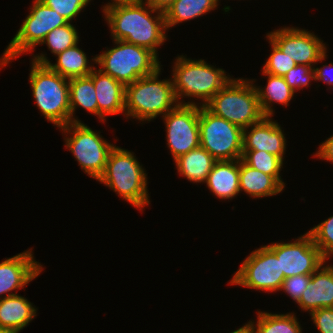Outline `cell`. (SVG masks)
I'll list each match as a JSON object with an SVG mask.
<instances>
[{"mask_svg": "<svg viewBox=\"0 0 333 333\" xmlns=\"http://www.w3.org/2000/svg\"><path fill=\"white\" fill-rule=\"evenodd\" d=\"M57 62L51 63L45 54L34 55L31 60L34 63L47 65L52 71L57 72L62 77L71 79L75 77L88 76L96 66H89L86 53L78 45L68 48L57 54Z\"/></svg>", "mask_w": 333, "mask_h": 333, "instance_id": "ffe728a7", "label": "cell"}, {"mask_svg": "<svg viewBox=\"0 0 333 333\" xmlns=\"http://www.w3.org/2000/svg\"><path fill=\"white\" fill-rule=\"evenodd\" d=\"M257 315L256 322L251 320L248 322L254 333H302L300 323L294 312L272 314L259 311Z\"/></svg>", "mask_w": 333, "mask_h": 333, "instance_id": "4316f807", "label": "cell"}, {"mask_svg": "<svg viewBox=\"0 0 333 333\" xmlns=\"http://www.w3.org/2000/svg\"><path fill=\"white\" fill-rule=\"evenodd\" d=\"M283 53L295 63L313 66L325 60L327 47L313 32L298 27H283L266 35Z\"/></svg>", "mask_w": 333, "mask_h": 333, "instance_id": "5bb4252c", "label": "cell"}, {"mask_svg": "<svg viewBox=\"0 0 333 333\" xmlns=\"http://www.w3.org/2000/svg\"><path fill=\"white\" fill-rule=\"evenodd\" d=\"M88 76L94 83L101 122H105L108 115H125V85L96 68Z\"/></svg>", "mask_w": 333, "mask_h": 333, "instance_id": "e0dca14e", "label": "cell"}, {"mask_svg": "<svg viewBox=\"0 0 333 333\" xmlns=\"http://www.w3.org/2000/svg\"><path fill=\"white\" fill-rule=\"evenodd\" d=\"M78 35L74 25L71 24V22H68L63 26L50 31L40 45L47 44L49 51L56 56L62 51L78 44Z\"/></svg>", "mask_w": 333, "mask_h": 333, "instance_id": "f1b7e54d", "label": "cell"}, {"mask_svg": "<svg viewBox=\"0 0 333 333\" xmlns=\"http://www.w3.org/2000/svg\"><path fill=\"white\" fill-rule=\"evenodd\" d=\"M68 22L65 17L46 6L40 0H33L29 15H27L0 58V67L3 68L11 60L19 57L20 54L32 53L35 49L34 47L40 45L50 31Z\"/></svg>", "mask_w": 333, "mask_h": 333, "instance_id": "ba28073f", "label": "cell"}, {"mask_svg": "<svg viewBox=\"0 0 333 333\" xmlns=\"http://www.w3.org/2000/svg\"><path fill=\"white\" fill-rule=\"evenodd\" d=\"M269 43L271 44L272 53L265 62L262 72L283 77L297 64L286 55V53H283L272 41L269 40Z\"/></svg>", "mask_w": 333, "mask_h": 333, "instance_id": "4dcf8cb0", "label": "cell"}, {"mask_svg": "<svg viewBox=\"0 0 333 333\" xmlns=\"http://www.w3.org/2000/svg\"><path fill=\"white\" fill-rule=\"evenodd\" d=\"M253 82L251 79L231 78L204 106L242 129L259 123L265 116Z\"/></svg>", "mask_w": 333, "mask_h": 333, "instance_id": "5b68a950", "label": "cell"}, {"mask_svg": "<svg viewBox=\"0 0 333 333\" xmlns=\"http://www.w3.org/2000/svg\"><path fill=\"white\" fill-rule=\"evenodd\" d=\"M283 132L271 117H264L259 123L243 129V150L266 151L284 161L287 141Z\"/></svg>", "mask_w": 333, "mask_h": 333, "instance_id": "2e32d148", "label": "cell"}, {"mask_svg": "<svg viewBox=\"0 0 333 333\" xmlns=\"http://www.w3.org/2000/svg\"><path fill=\"white\" fill-rule=\"evenodd\" d=\"M231 333H254V331L251 328L250 324L247 323L244 326L238 328L237 330L232 331Z\"/></svg>", "mask_w": 333, "mask_h": 333, "instance_id": "ab89813d", "label": "cell"}, {"mask_svg": "<svg viewBox=\"0 0 333 333\" xmlns=\"http://www.w3.org/2000/svg\"><path fill=\"white\" fill-rule=\"evenodd\" d=\"M263 75L268 77L267 85L264 87L256 86L258 93L259 105L265 117H272L274 110L271 107L272 103H279L288 106L295 92L285 82L284 77L274 76L263 72ZM264 89V90H263Z\"/></svg>", "mask_w": 333, "mask_h": 333, "instance_id": "cb8c5ba5", "label": "cell"}, {"mask_svg": "<svg viewBox=\"0 0 333 333\" xmlns=\"http://www.w3.org/2000/svg\"><path fill=\"white\" fill-rule=\"evenodd\" d=\"M162 118L167 145L174 161L200 146L198 104H178Z\"/></svg>", "mask_w": 333, "mask_h": 333, "instance_id": "7c38bea8", "label": "cell"}, {"mask_svg": "<svg viewBox=\"0 0 333 333\" xmlns=\"http://www.w3.org/2000/svg\"><path fill=\"white\" fill-rule=\"evenodd\" d=\"M32 253L31 248L0 262V299L17 294L11 291L23 289L41 273L43 267Z\"/></svg>", "mask_w": 333, "mask_h": 333, "instance_id": "9a60e30c", "label": "cell"}, {"mask_svg": "<svg viewBox=\"0 0 333 333\" xmlns=\"http://www.w3.org/2000/svg\"><path fill=\"white\" fill-rule=\"evenodd\" d=\"M65 136V147L69 149L84 173L98 180L104 173L108 155L115 146L82 122H70L59 128Z\"/></svg>", "mask_w": 333, "mask_h": 333, "instance_id": "9c48e42d", "label": "cell"}, {"mask_svg": "<svg viewBox=\"0 0 333 333\" xmlns=\"http://www.w3.org/2000/svg\"><path fill=\"white\" fill-rule=\"evenodd\" d=\"M113 1V2H112ZM143 0H111V2L107 3L105 6H103V13L106 10H109L113 7H117V6H125V5H132V4H136L139 3Z\"/></svg>", "mask_w": 333, "mask_h": 333, "instance_id": "f35d334b", "label": "cell"}, {"mask_svg": "<svg viewBox=\"0 0 333 333\" xmlns=\"http://www.w3.org/2000/svg\"><path fill=\"white\" fill-rule=\"evenodd\" d=\"M46 6L55 10L69 22L74 20L81 11L86 8L91 0H40Z\"/></svg>", "mask_w": 333, "mask_h": 333, "instance_id": "1f68e13d", "label": "cell"}, {"mask_svg": "<svg viewBox=\"0 0 333 333\" xmlns=\"http://www.w3.org/2000/svg\"><path fill=\"white\" fill-rule=\"evenodd\" d=\"M152 16V14H154ZM113 40L145 47L156 55L158 47L166 41L164 13L153 9L144 0L125 6L113 7L104 12Z\"/></svg>", "mask_w": 333, "mask_h": 333, "instance_id": "6da1fadb", "label": "cell"}, {"mask_svg": "<svg viewBox=\"0 0 333 333\" xmlns=\"http://www.w3.org/2000/svg\"><path fill=\"white\" fill-rule=\"evenodd\" d=\"M69 104L71 122H81L74 116L77 107H81L98 117L96 92L93 80L89 76L69 79Z\"/></svg>", "mask_w": 333, "mask_h": 333, "instance_id": "d4e9b609", "label": "cell"}, {"mask_svg": "<svg viewBox=\"0 0 333 333\" xmlns=\"http://www.w3.org/2000/svg\"><path fill=\"white\" fill-rule=\"evenodd\" d=\"M319 333H333V308H321L310 313Z\"/></svg>", "mask_w": 333, "mask_h": 333, "instance_id": "e575fe53", "label": "cell"}, {"mask_svg": "<svg viewBox=\"0 0 333 333\" xmlns=\"http://www.w3.org/2000/svg\"><path fill=\"white\" fill-rule=\"evenodd\" d=\"M310 280L311 274L294 275L285 278L279 291H284L294 300V302L298 303L302 294L308 287Z\"/></svg>", "mask_w": 333, "mask_h": 333, "instance_id": "836d02e7", "label": "cell"}, {"mask_svg": "<svg viewBox=\"0 0 333 333\" xmlns=\"http://www.w3.org/2000/svg\"><path fill=\"white\" fill-rule=\"evenodd\" d=\"M200 146L217 161L242 159L243 129L199 106Z\"/></svg>", "mask_w": 333, "mask_h": 333, "instance_id": "30bf717a", "label": "cell"}, {"mask_svg": "<svg viewBox=\"0 0 333 333\" xmlns=\"http://www.w3.org/2000/svg\"><path fill=\"white\" fill-rule=\"evenodd\" d=\"M280 259L285 278L314 273L326 259L306 232L293 242H276L266 245Z\"/></svg>", "mask_w": 333, "mask_h": 333, "instance_id": "4fadbf2b", "label": "cell"}, {"mask_svg": "<svg viewBox=\"0 0 333 333\" xmlns=\"http://www.w3.org/2000/svg\"><path fill=\"white\" fill-rule=\"evenodd\" d=\"M284 280L280 259L265 245L246 257L229 283L265 292H275L280 290Z\"/></svg>", "mask_w": 333, "mask_h": 333, "instance_id": "8fae6325", "label": "cell"}, {"mask_svg": "<svg viewBox=\"0 0 333 333\" xmlns=\"http://www.w3.org/2000/svg\"><path fill=\"white\" fill-rule=\"evenodd\" d=\"M37 308L18 294L0 299V332L19 333L37 316Z\"/></svg>", "mask_w": 333, "mask_h": 333, "instance_id": "d6986e66", "label": "cell"}, {"mask_svg": "<svg viewBox=\"0 0 333 333\" xmlns=\"http://www.w3.org/2000/svg\"><path fill=\"white\" fill-rule=\"evenodd\" d=\"M240 193L244 191L251 198L274 196L284 188L271 176L254 169L239 159Z\"/></svg>", "mask_w": 333, "mask_h": 333, "instance_id": "7402d4cb", "label": "cell"}, {"mask_svg": "<svg viewBox=\"0 0 333 333\" xmlns=\"http://www.w3.org/2000/svg\"><path fill=\"white\" fill-rule=\"evenodd\" d=\"M314 157L333 163V135L319 145V149L314 154Z\"/></svg>", "mask_w": 333, "mask_h": 333, "instance_id": "d590c367", "label": "cell"}, {"mask_svg": "<svg viewBox=\"0 0 333 333\" xmlns=\"http://www.w3.org/2000/svg\"><path fill=\"white\" fill-rule=\"evenodd\" d=\"M308 233L322 256L328 260L333 255V216L313 227Z\"/></svg>", "mask_w": 333, "mask_h": 333, "instance_id": "f546056e", "label": "cell"}, {"mask_svg": "<svg viewBox=\"0 0 333 333\" xmlns=\"http://www.w3.org/2000/svg\"><path fill=\"white\" fill-rule=\"evenodd\" d=\"M205 183L222 200L236 197L240 193L239 160L217 161Z\"/></svg>", "mask_w": 333, "mask_h": 333, "instance_id": "44dd1931", "label": "cell"}, {"mask_svg": "<svg viewBox=\"0 0 333 333\" xmlns=\"http://www.w3.org/2000/svg\"><path fill=\"white\" fill-rule=\"evenodd\" d=\"M174 62L172 82L175 96L179 104H196L193 101L182 102L183 97L200 99L204 106L231 79L225 70L209 65L203 59H187L178 56Z\"/></svg>", "mask_w": 333, "mask_h": 333, "instance_id": "277c9868", "label": "cell"}, {"mask_svg": "<svg viewBox=\"0 0 333 333\" xmlns=\"http://www.w3.org/2000/svg\"><path fill=\"white\" fill-rule=\"evenodd\" d=\"M113 41L116 44L114 48L92 58L104 74L128 85L141 77L152 75L161 68L158 56L151 50L124 40Z\"/></svg>", "mask_w": 333, "mask_h": 333, "instance_id": "8992f818", "label": "cell"}, {"mask_svg": "<svg viewBox=\"0 0 333 333\" xmlns=\"http://www.w3.org/2000/svg\"><path fill=\"white\" fill-rule=\"evenodd\" d=\"M242 160L250 167L264 174L271 175L285 188V183L280 176V171L283 168V160L278 156L261 150H243Z\"/></svg>", "mask_w": 333, "mask_h": 333, "instance_id": "83f0119b", "label": "cell"}, {"mask_svg": "<svg viewBox=\"0 0 333 333\" xmlns=\"http://www.w3.org/2000/svg\"><path fill=\"white\" fill-rule=\"evenodd\" d=\"M333 63L331 62L329 65L325 64L320 68H315V81H323L327 83V85H330L331 88L333 87V75L330 74L332 72ZM329 74V75H328Z\"/></svg>", "mask_w": 333, "mask_h": 333, "instance_id": "8d00e7d4", "label": "cell"}, {"mask_svg": "<svg viewBox=\"0 0 333 333\" xmlns=\"http://www.w3.org/2000/svg\"><path fill=\"white\" fill-rule=\"evenodd\" d=\"M153 9L165 13L175 0H144Z\"/></svg>", "mask_w": 333, "mask_h": 333, "instance_id": "74e56055", "label": "cell"}, {"mask_svg": "<svg viewBox=\"0 0 333 333\" xmlns=\"http://www.w3.org/2000/svg\"><path fill=\"white\" fill-rule=\"evenodd\" d=\"M216 0H175L164 13L167 30L172 26L214 11Z\"/></svg>", "mask_w": 333, "mask_h": 333, "instance_id": "484cf974", "label": "cell"}, {"mask_svg": "<svg viewBox=\"0 0 333 333\" xmlns=\"http://www.w3.org/2000/svg\"><path fill=\"white\" fill-rule=\"evenodd\" d=\"M180 175L194 183H205L217 160L203 147L190 150L175 161Z\"/></svg>", "mask_w": 333, "mask_h": 333, "instance_id": "603a6c76", "label": "cell"}, {"mask_svg": "<svg viewBox=\"0 0 333 333\" xmlns=\"http://www.w3.org/2000/svg\"><path fill=\"white\" fill-rule=\"evenodd\" d=\"M29 81L36 106L47 121L61 128L71 122L69 79L47 65L32 62Z\"/></svg>", "mask_w": 333, "mask_h": 333, "instance_id": "52a82bcc", "label": "cell"}, {"mask_svg": "<svg viewBox=\"0 0 333 333\" xmlns=\"http://www.w3.org/2000/svg\"><path fill=\"white\" fill-rule=\"evenodd\" d=\"M285 82L292 88L294 92L304 87H308L310 81L315 80L314 66H306L298 64L293 67L286 75L283 76Z\"/></svg>", "mask_w": 333, "mask_h": 333, "instance_id": "d6a6232c", "label": "cell"}, {"mask_svg": "<svg viewBox=\"0 0 333 333\" xmlns=\"http://www.w3.org/2000/svg\"><path fill=\"white\" fill-rule=\"evenodd\" d=\"M145 172L133 152L115 145L108 155L105 171L97 181L142 210L150 203Z\"/></svg>", "mask_w": 333, "mask_h": 333, "instance_id": "7a4b0ae2", "label": "cell"}, {"mask_svg": "<svg viewBox=\"0 0 333 333\" xmlns=\"http://www.w3.org/2000/svg\"><path fill=\"white\" fill-rule=\"evenodd\" d=\"M161 68L149 76L125 85V115L139 121H151L166 115L179 103L172 78L159 80Z\"/></svg>", "mask_w": 333, "mask_h": 333, "instance_id": "3957f363", "label": "cell"}, {"mask_svg": "<svg viewBox=\"0 0 333 333\" xmlns=\"http://www.w3.org/2000/svg\"><path fill=\"white\" fill-rule=\"evenodd\" d=\"M323 265L311 274L308 287L297 303L303 311L333 308V266Z\"/></svg>", "mask_w": 333, "mask_h": 333, "instance_id": "ac0fdd59", "label": "cell"}]
</instances>
